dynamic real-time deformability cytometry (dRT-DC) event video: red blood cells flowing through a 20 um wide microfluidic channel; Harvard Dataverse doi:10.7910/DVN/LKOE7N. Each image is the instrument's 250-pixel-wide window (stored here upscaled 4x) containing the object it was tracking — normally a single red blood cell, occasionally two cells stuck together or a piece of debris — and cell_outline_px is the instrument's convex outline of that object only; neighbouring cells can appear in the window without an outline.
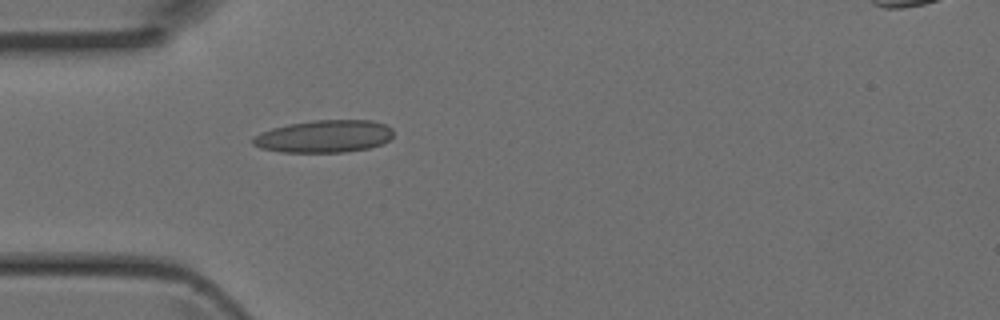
{"species": "Egyptian fruit bat (a non-hibernating species)", "species_latin": "Rousettus aegyptiacus", "temperature_condition": "room temperature", "stored_images_in_passage": 1, "camera_frame_rate_fps": 3000, "um_per_image_px": 0.085, "animal": {"sex": "female"}, "frame": {"image": 1, "passage_image": 1, "time_ms": 0.0, "image_size_px": [1000, 320], "cell_outline_px": [[392, 136], [384, 144], [368, 148], [344, 152], [280, 152], [260, 148], [252, 144], [252, 136], [260, 132], [272, 128], [288, 124], [312, 120], [372, 120], [384, 124], [392, 128]], "centroid_in_image_um": [27.53, 11.59], "position_along_channel_um": 57.5, "area_um2": 26.76}}